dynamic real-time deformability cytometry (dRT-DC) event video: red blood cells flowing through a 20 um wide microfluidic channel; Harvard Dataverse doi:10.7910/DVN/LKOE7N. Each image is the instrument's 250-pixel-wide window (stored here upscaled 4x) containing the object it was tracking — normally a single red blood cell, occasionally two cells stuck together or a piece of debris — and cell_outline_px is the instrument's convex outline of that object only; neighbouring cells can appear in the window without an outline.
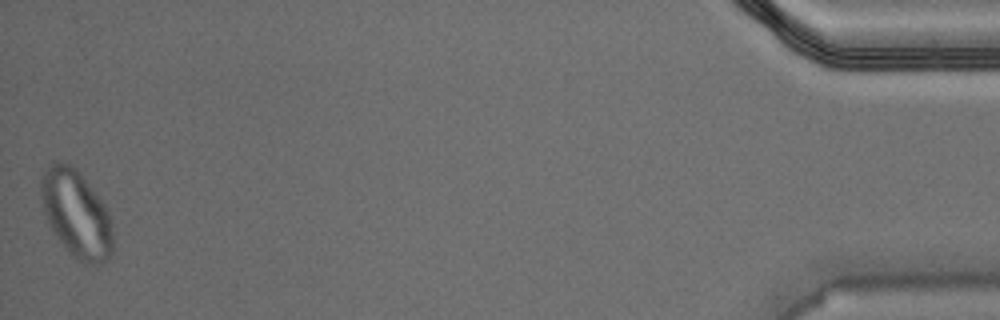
{"species": "Egyptian fruit bat (a non-hibernating species)", "species_latin": "Rousettus aegyptiacus", "temperature_condition": "warm", "stored_images_in_passage": 41, "camera_frame_rate_fps": 3000, "um_per_image_px": 0.085, "animal": {"sex": "male"}, "frame": {"image": 1, "passage_image": 41, "time_ms": 13.333, "image_size_px": [1000, 320], "cell_outline_px": [[112, 252], [108, 260], [100, 264], [92, 264], [80, 260], [72, 256], [68, 252], [52, 228], [44, 212], [40, 188], [40, 180], [48, 164], [52, 160], [56, 160], [72, 164], [80, 172], [104, 204], [112, 220]], "centroid_in_image_um": [6.49, 18.13], "position_along_channel_um": 428.7, "area_um2": 36.47}}